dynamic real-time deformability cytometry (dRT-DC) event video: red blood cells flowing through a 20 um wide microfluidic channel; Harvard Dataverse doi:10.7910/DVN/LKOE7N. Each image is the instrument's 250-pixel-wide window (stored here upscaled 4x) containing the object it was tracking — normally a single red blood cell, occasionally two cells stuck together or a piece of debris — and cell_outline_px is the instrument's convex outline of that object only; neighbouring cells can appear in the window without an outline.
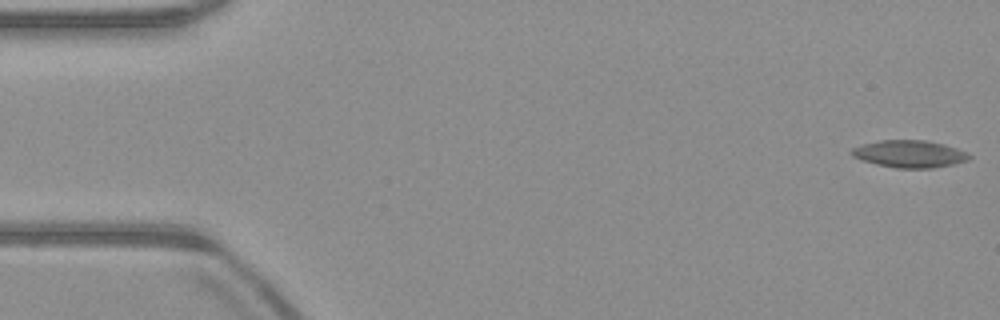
{"species": "common noctule bat (a hibernating species)", "species_latin": "Nyctalus noctula", "temperature_condition": "warm", "stored_images_in_passage": 52, "camera_frame_rate_fps": 3000, "um_per_image_px": 0.085, "animal": {"sex": "male", "body_mass_g": 23.1, "forearm_length_mm": 52.7}, "frame": {"image": 1, "passage_image": 1, "time_ms": 0.0, "image_size_px": [1000, 320], "cell_outline_px": [[972, 156], [968, 160], [952, 164], [932, 168], [896, 168], [876, 164], [860, 160], [852, 156], [848, 152], [852, 148], [864, 144], [880, 140], [928, 140], [944, 144], [968, 152]], "centroid_in_image_um": [77.29, 13.08], "position_along_channel_um": 7.7, "area_um2": 18.79}}
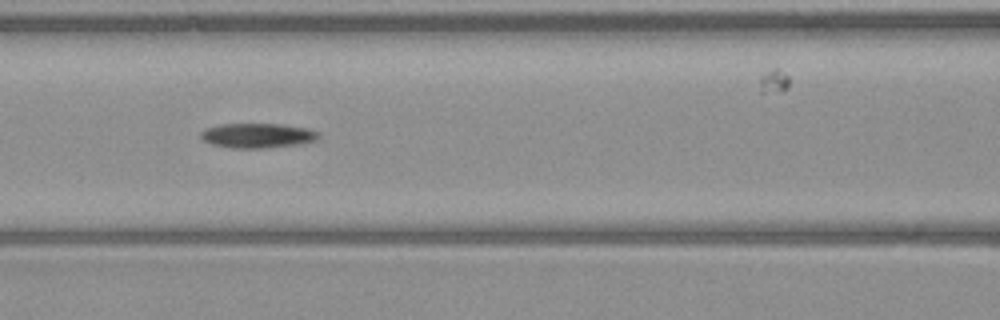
{"frame": {"image": 2, "passage_image": 22, "time_ms": 7.0, "image_size_px": [1000, 320], "cell_outline_px": [[320, 136], [316, 140], [300, 144], [264, 148], [232, 148], [212, 144], [204, 140], [200, 136], [200, 132], [204, 128], [220, 124], [280, 124], [308, 128], [320, 132]], "centroid_in_image_um": [21.9, 11.52], "position_along_channel_um": 144.7, "area_um2": 17.05}}
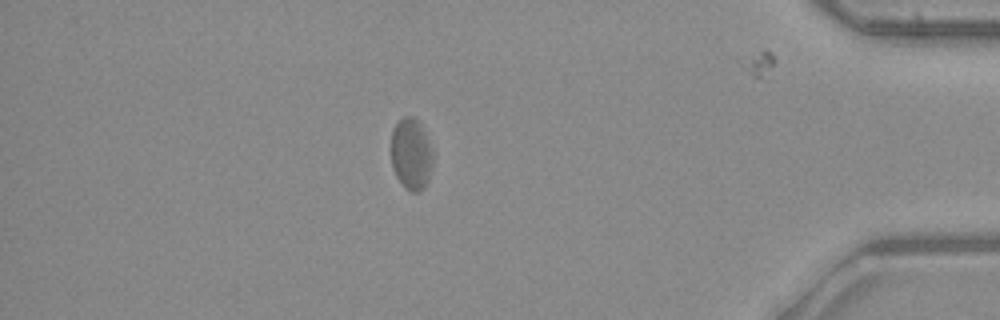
{"frame": {"image": 3, "passage_image": 45, "time_ms": 14.667, "image_size_px": [1000, 320], "cell_outline_px": [[432, 164], [428, 180], [424, 188], [420, 192], [412, 192], [404, 188], [400, 184], [392, 168], [392, 128], [396, 120], [404, 116], [412, 116], [420, 124], [432, 148]], "centroid_in_image_um": [34.93, 13.11], "position_along_channel_um": 400.3, "area_um2": 17.57}, "authors_computed_cell_mechanics": {"area_um2": 17.5134, "velocity_mm_per_s": 3.9302, "shape_relaxation_time_tau1_ms": null, "shape_relaxation_time_tau2_ms": 4.0001, "deformation_change_tau1": null, "deformation_change_tau2": 0.0885}}